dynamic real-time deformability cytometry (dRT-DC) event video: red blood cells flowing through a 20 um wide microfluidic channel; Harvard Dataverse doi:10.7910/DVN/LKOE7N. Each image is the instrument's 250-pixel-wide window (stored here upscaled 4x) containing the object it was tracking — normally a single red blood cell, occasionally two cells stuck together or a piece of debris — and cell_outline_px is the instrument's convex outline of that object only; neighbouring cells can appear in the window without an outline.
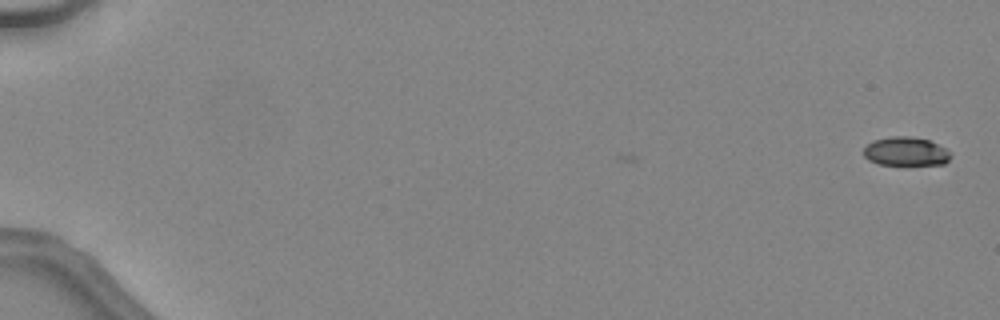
{"species": "common noctule bat (a hibernating species)", "species_latin": "Nyctalus noctula", "temperature_condition": "warm", "stored_images_in_passage": 3, "camera_frame_rate_fps": 3000, "um_per_image_px": 0.085, "animal": {"sex": "female", "body_mass_g": 24.6, "forearm_length_mm": 56.2}, "frame": {"image": 1, "passage_image": 1, "time_ms": 0.0, "image_size_px": [1000, 320], "cell_outline_px": [[952, 156], [944, 164], [880, 164], [868, 160], [864, 156], [864, 148], [872, 140], [892, 136], [908, 136], [928, 140], [944, 148]], "centroid_in_image_um": [76.96, 12.87], "position_along_channel_um": 8.0, "area_um2": 14.33}}